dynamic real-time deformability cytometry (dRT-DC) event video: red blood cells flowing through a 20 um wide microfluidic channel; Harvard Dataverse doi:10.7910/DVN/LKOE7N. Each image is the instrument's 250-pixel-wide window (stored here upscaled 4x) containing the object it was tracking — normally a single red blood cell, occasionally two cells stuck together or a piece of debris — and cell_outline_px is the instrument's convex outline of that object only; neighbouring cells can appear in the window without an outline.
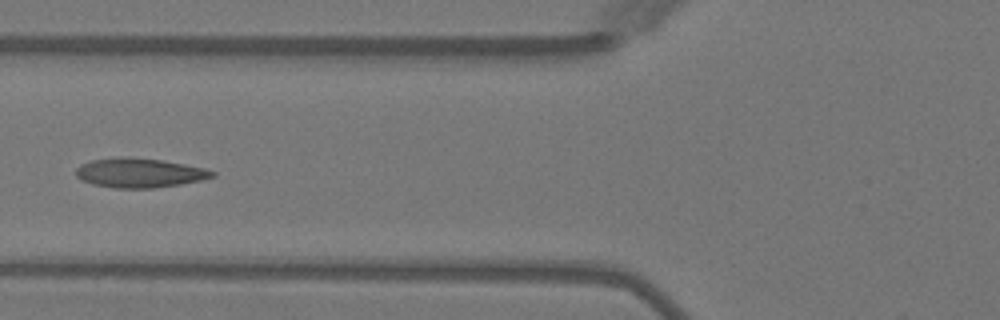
{"species": "Egyptian fruit bat (a non-hibernating species)", "species_latin": "Rousettus aegyptiacus", "temperature_condition": "warm", "stored_images_in_passage": 6, "camera_frame_rate_fps": 3000, "um_per_image_px": 0.085, "animal": {"sex": "female"}, "frame": {"image": 1, "passage_image": 6, "time_ms": 6.0, "image_size_px": [1000, 320], "cell_outline_px": [[216, 176], [204, 180], [156, 188], [116, 188], [92, 184], [80, 180], [76, 176], [76, 168], [80, 164], [88, 160], [116, 156], [128, 156], [164, 160], [204, 168], [216, 172]], "centroid_in_image_um": [11.83, 14.68], "position_along_channel_um": 114.0, "area_um2": 23.87}}